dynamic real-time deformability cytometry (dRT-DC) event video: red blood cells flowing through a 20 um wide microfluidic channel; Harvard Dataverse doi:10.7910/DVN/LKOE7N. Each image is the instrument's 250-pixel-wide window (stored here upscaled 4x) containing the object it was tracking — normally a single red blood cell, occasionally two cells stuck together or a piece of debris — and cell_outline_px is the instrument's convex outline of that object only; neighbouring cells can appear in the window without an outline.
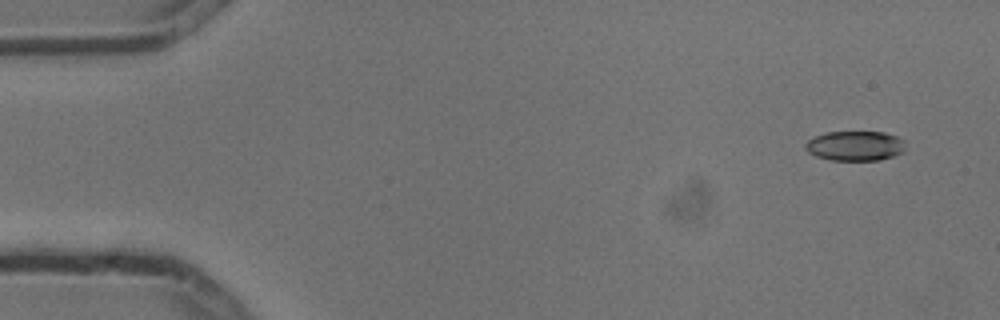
{"species": "common noctule bat (a hibernating species)", "species_latin": "Nyctalus noctula", "temperature_condition": "cold", "stored_images_in_passage": 5, "camera_frame_rate_fps": 3000, "um_per_image_px": 0.085, "animal": {"sex": "male", "body_mass_g": 13.3}, "frame": {"image": 1, "passage_image": 1, "time_ms": 0.0, "image_size_px": [1000, 320], "cell_outline_px": [[904, 152], [880, 160], [832, 160], [816, 156], [808, 152], [804, 148], [804, 144], [808, 140], [816, 136], [828, 132], [884, 132], [896, 136], [904, 140]], "centroid_in_image_um": [72.68, 12.4], "position_along_channel_um": 12.3, "area_um2": 17.34}}
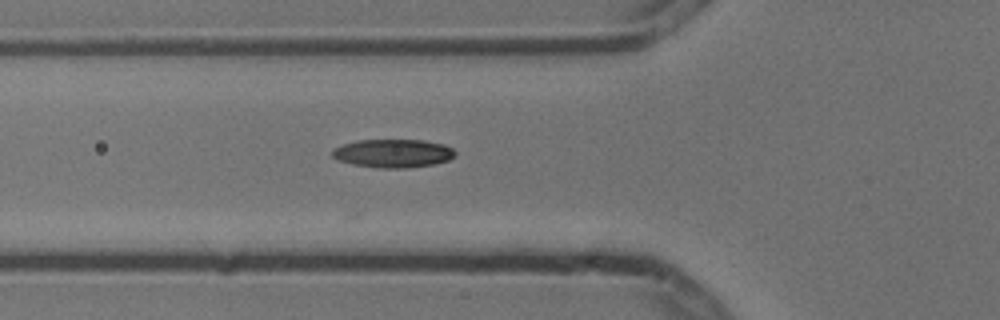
{"frame": {"image": 2, "passage_image": 5, "time_ms": 1.333, "image_size_px": [1000, 320], "cell_outline_px": [[456, 152], [448, 160], [432, 164], [408, 168], [380, 168], [352, 164], [340, 160], [332, 156], [332, 152], [336, 148], [344, 144], [356, 140], [424, 140], [444, 144], [452, 148]], "centroid_in_image_um": [33.42, 13.03], "position_along_channel_um": 92.4, "area_um2": 20.11}}